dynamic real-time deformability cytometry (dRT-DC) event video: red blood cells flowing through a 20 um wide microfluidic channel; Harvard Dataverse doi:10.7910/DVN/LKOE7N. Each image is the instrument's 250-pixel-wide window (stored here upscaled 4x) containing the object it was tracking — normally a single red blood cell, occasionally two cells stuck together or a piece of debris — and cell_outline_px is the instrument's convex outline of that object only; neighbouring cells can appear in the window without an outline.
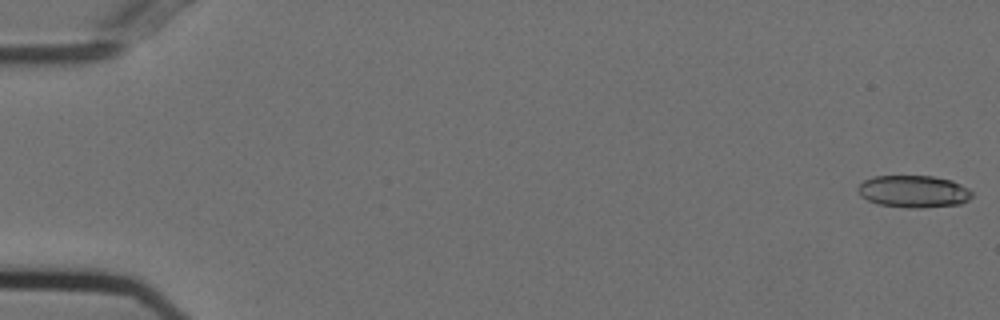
{"species": "Egyptian fruit bat (a non-hibernating species)", "species_latin": "Rousettus aegyptiacus", "temperature_condition": "cold", "stored_images_in_passage": 9, "camera_frame_rate_fps": 3000, "um_per_image_px": 0.085, "animal": {"sex": "female"}, "frame": {"image": 1, "passage_image": 1, "time_ms": 0.0, "image_size_px": [1000, 320], "cell_outline_px": [[972, 196], [968, 200], [960, 204], [924, 208], [908, 208], [876, 204], [860, 196], [856, 188], [864, 180], [872, 176], [932, 176], [952, 180], [968, 188], [972, 192]], "centroid_in_image_um": [77.64, 16.28], "position_along_channel_um": 7.4, "area_um2": 21.62}}